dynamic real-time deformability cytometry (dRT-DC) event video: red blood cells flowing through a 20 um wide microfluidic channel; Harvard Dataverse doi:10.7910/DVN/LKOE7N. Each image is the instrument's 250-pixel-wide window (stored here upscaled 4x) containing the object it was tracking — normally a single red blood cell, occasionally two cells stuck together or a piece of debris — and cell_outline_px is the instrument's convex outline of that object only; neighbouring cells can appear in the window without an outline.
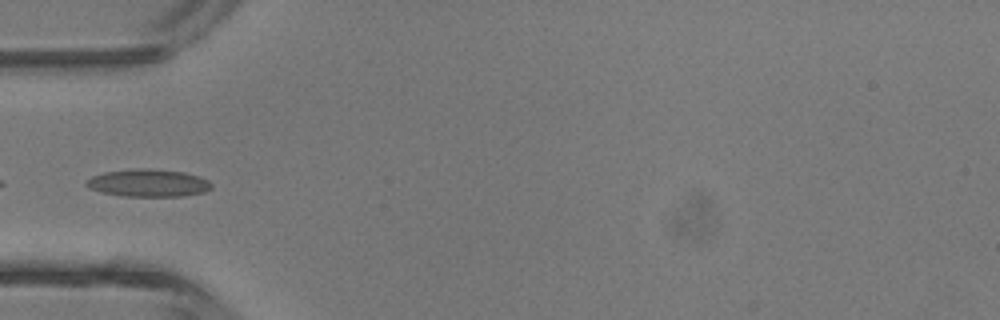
{"species": "common noctule bat (a hibernating species)", "species_latin": "Nyctalus noctula", "temperature_condition": "room temperature", "stored_images_in_passage": 5, "camera_frame_rate_fps": 3000, "um_per_image_px": 0.085, "animal": {"sex": "male", "body_mass_g": 13.3}, "frame": {"image": 1, "passage_image": 4, "time_ms": 4.333, "image_size_px": [1000, 320], "cell_outline_px": [[212, 188], [204, 192], [184, 196], [124, 196], [100, 192], [88, 188], [84, 184], [84, 180], [92, 176], [104, 172], [136, 168], [148, 168], [184, 172], [200, 176], [208, 180], [212, 184]], "centroid_in_image_um": [12.58, 15.55], "position_along_channel_um": 72.4, "area_um2": 20.35}}
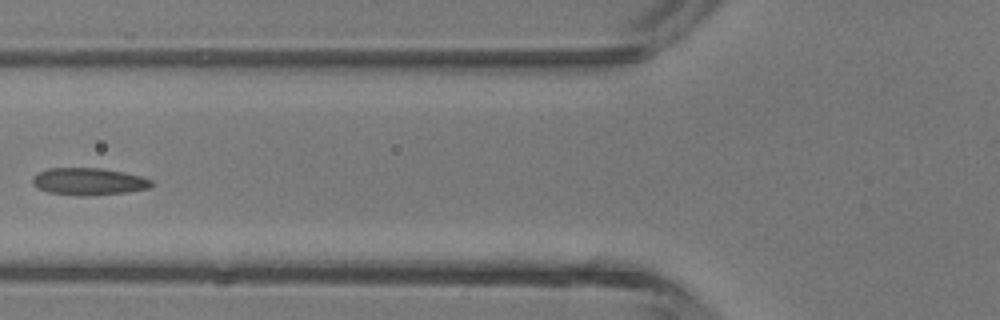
{"frame": {"image": 2, "passage_image": 5, "time_ms": 5.333, "image_size_px": [1000, 320], "cell_outline_px": [[152, 184], [148, 188], [128, 192], [88, 196], [76, 196], [48, 192], [32, 184], [32, 176], [48, 168], [100, 168], [124, 172], [140, 176], [152, 180]], "centroid_in_image_um": [7.52, 15.43], "position_along_channel_um": 118.3, "area_um2": 18.84}}